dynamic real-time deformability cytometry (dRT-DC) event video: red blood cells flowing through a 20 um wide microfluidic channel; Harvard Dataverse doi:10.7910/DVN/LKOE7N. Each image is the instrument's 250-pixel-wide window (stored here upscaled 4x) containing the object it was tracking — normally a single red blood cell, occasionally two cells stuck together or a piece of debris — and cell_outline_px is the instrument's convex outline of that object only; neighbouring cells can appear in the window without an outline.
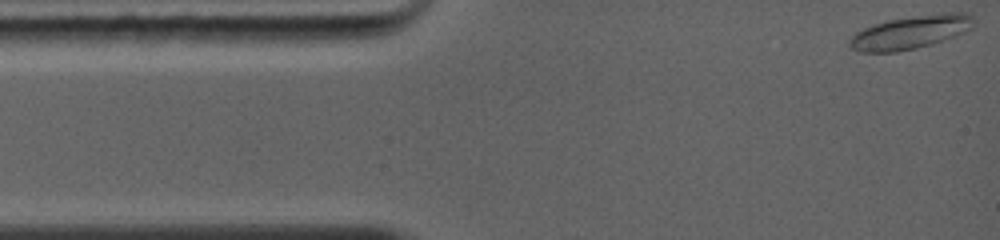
{"species": "common noctule bat (a hibernating species)", "species_latin": "Nyctalus noctula", "temperature_condition": "warm", "stored_images_in_passage": 6, "camera_frame_rate_fps": 5000, "um_per_image_px": 0.085, "animal": {"sex": "female", "body_mass_g": 19.0, "forearm_length_mm": 56.7}, "frame": {"image": 1, "passage_image": 1, "time_ms": 0.0, "image_size_px": [1000, 240], "cell_outline_px": [[972, 28], [964, 32], [932, 44], [916, 48], [896, 52], [860, 52], [852, 48], [848, 44], [848, 40], [856, 32], [864, 28], [888, 20], [944, 12], [968, 12], [972, 16]], "centroid_in_image_um": [77.39, 2.74], "position_along_channel_um": 7.6, "area_um2": 23.87}}